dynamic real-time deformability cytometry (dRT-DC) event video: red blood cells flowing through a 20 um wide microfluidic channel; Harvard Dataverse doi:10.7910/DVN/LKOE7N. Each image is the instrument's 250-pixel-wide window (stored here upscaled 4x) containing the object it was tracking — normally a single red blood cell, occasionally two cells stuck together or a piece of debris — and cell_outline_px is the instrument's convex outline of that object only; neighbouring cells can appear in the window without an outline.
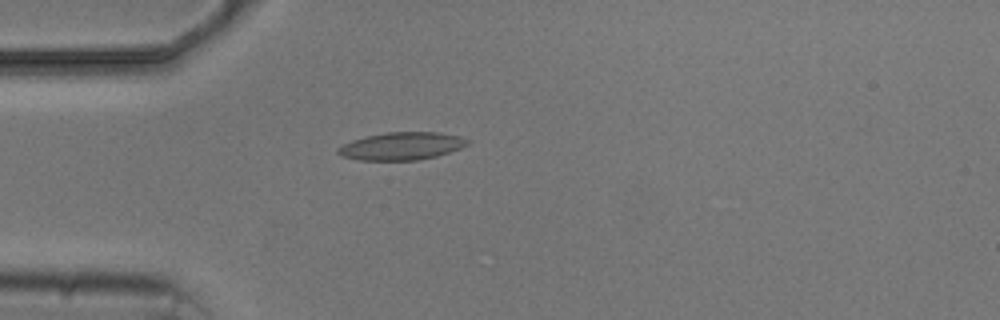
{"species": "common noctule bat (a hibernating species)", "species_latin": "Nyctalus noctula", "temperature_condition": "cold", "stored_images_in_passage": 5, "camera_frame_rate_fps": 3000, "um_per_image_px": 0.085, "animal": {"sex": "male", "body_mass_g": 20.5, "forearm_length_mm": 52.5}, "frame": {"image": 1, "passage_image": 5, "time_ms": 4.333, "image_size_px": [1000, 320], "cell_outline_px": [[472, 140], [468, 144], [460, 148], [436, 156], [416, 160], [356, 160], [340, 156], [336, 152], [336, 148], [352, 140], [364, 136], [388, 132], [440, 132], [460, 136]], "centroid_in_image_um": [34.11, 12.41], "position_along_channel_um": 50.9, "area_um2": 21.04}}